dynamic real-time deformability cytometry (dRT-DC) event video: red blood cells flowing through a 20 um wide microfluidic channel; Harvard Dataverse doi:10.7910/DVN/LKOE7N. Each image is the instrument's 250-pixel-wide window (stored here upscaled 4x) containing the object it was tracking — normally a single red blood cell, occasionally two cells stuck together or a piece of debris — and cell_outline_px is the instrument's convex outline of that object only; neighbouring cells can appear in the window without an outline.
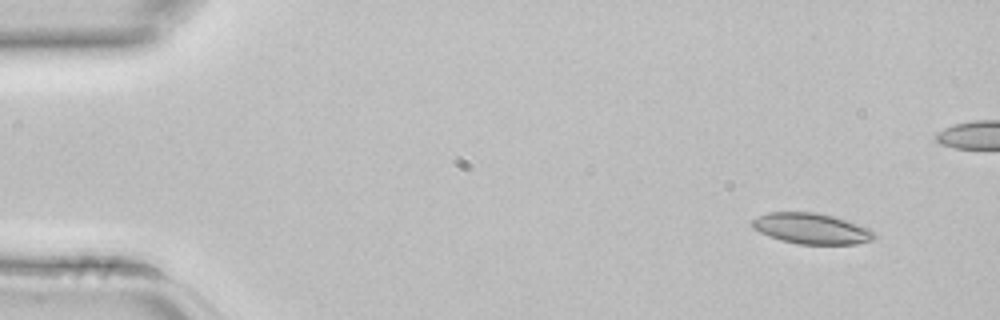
{"species": "common noctule bat (a hibernating species)", "species_latin": "Nyctalus noctula", "temperature_condition": "room temperature", "stored_images_in_passage": 4, "camera_frame_rate_fps": 3000, "um_per_image_px": 0.085, "animal": {"sex": "female", "body_mass_g": 22.7, "forearm_length_mm": 54.2}, "frame": {"image": 1, "passage_image": 1, "time_ms": 0.0, "image_size_px": [1000, 320], "cell_outline_px": [[876, 236], [872, 240], [856, 244], [800, 244], [780, 240], [760, 232], [752, 228], [748, 224], [752, 220], [768, 212], [816, 212], [832, 216], [868, 228], [876, 232]], "centroid_in_image_um": [68.95, 19.43], "position_along_channel_um": 16.1, "area_um2": 21.79}}